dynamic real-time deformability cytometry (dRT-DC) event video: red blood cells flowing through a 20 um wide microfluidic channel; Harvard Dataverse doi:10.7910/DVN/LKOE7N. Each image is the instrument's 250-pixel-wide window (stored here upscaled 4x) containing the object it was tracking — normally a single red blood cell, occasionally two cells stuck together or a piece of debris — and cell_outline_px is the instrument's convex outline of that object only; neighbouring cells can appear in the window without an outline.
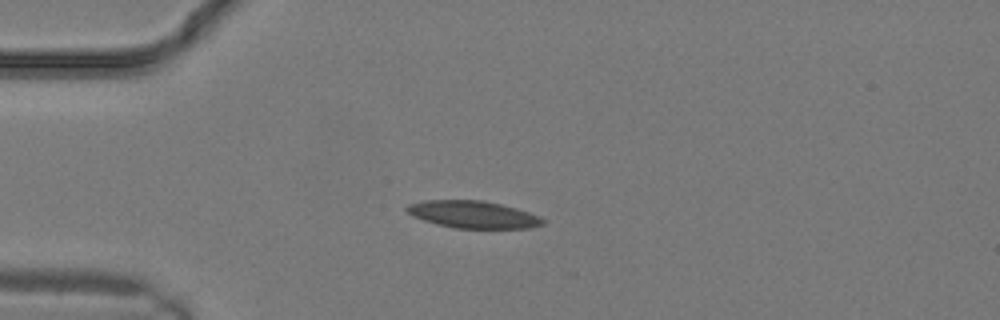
{"species": "common noctule bat (a hibernating species)", "species_latin": "Nyctalus noctula", "temperature_condition": "warm", "stored_images_in_passage": 10, "camera_frame_rate_fps": 3000, "um_per_image_px": 0.085, "animal": {"sex": "male", "body_mass_g": 19.2, "forearm_length_mm": 51.8}, "frame": {"image": 1, "passage_image": 7, "time_ms": 2.0, "image_size_px": [1000, 320], "cell_outline_px": [[544, 224], [528, 228], [456, 228], [436, 224], [412, 216], [404, 208], [408, 204], [428, 200], [484, 200], [516, 208], [540, 216], [544, 220]], "centroid_in_image_um": [40.2, 18.23], "position_along_channel_um": 44.8, "area_um2": 21.5}}
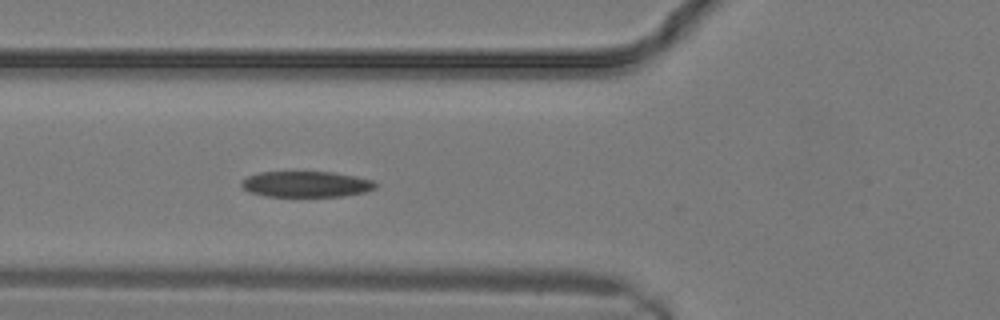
{"frame": {"image": 2, "passage_image": 10, "time_ms": 3.0, "image_size_px": [1000, 320], "cell_outline_px": [[376, 188], [368, 192], [344, 196], [268, 196], [248, 192], [240, 184], [240, 180], [248, 176], [260, 172], [332, 172], [356, 176], [372, 180], [376, 184]], "centroid_in_image_um": [26.03, 15.65], "position_along_channel_um": 99.8, "area_um2": 20.29}}